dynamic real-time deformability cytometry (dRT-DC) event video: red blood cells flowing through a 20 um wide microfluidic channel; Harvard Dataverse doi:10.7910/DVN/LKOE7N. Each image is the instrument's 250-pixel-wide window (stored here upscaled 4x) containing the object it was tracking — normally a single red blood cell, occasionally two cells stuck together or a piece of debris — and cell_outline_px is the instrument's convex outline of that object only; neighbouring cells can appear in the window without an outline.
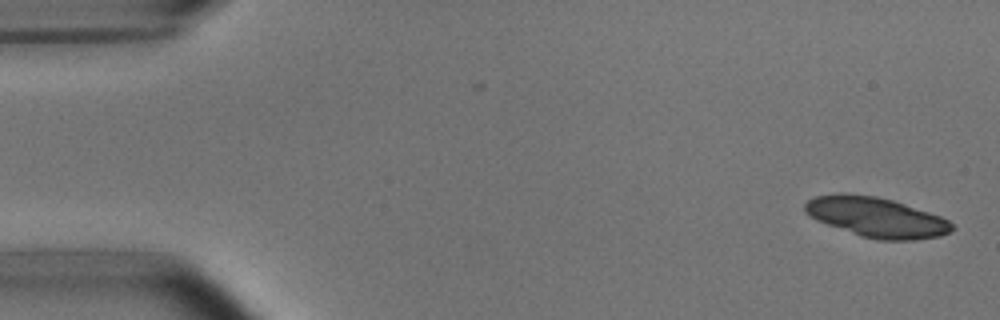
{"species": "common noctule bat (a hibernating species)", "species_latin": "Nyctalus noctula", "temperature_condition": "room temperature", "stored_images_in_passage": 33, "camera_frame_rate_fps": 3000, "um_per_image_px": 0.085, "animal": {"sex": "male", "body_mass_g": 15.6}, "frame": {"image": 1, "passage_image": 1, "time_ms": 0.0, "image_size_px": [1000, 320], "cell_outline_px": [[956, 228], [940, 236], [912, 240], [880, 240], [860, 236], [816, 220], [808, 216], [804, 212], [804, 204], [808, 200], [816, 196], [840, 192], [844, 192], [876, 196], [892, 200], [940, 216], [948, 220]], "centroid_in_image_um": [74.44, 18.45], "position_along_channel_um": 10.6, "area_um2": 34.22}}
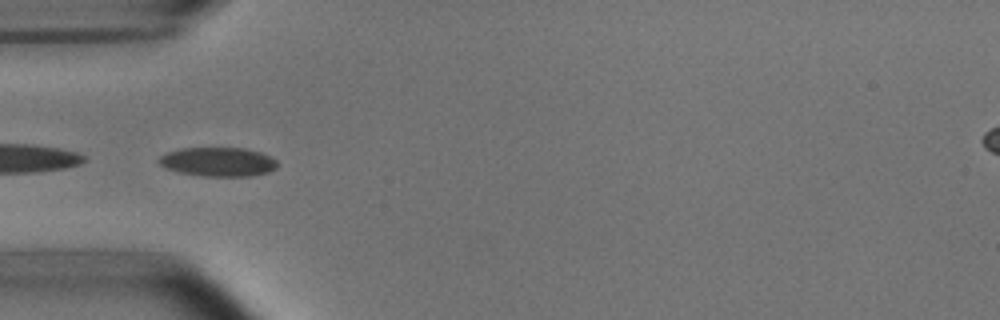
{"frame": {"image": 2, "passage_image": 16, "time_ms": 5.0, "image_size_px": [1000, 320], "cell_outline_px": [[276, 168], [268, 172], [252, 176], [200, 176], [176, 172], [164, 168], [156, 160], [160, 156], [168, 152], [180, 148], [244, 148], [260, 152], [276, 160]], "centroid_in_image_um": [18.48, 13.76], "position_along_channel_um": 66.5, "area_um2": 20.17}}
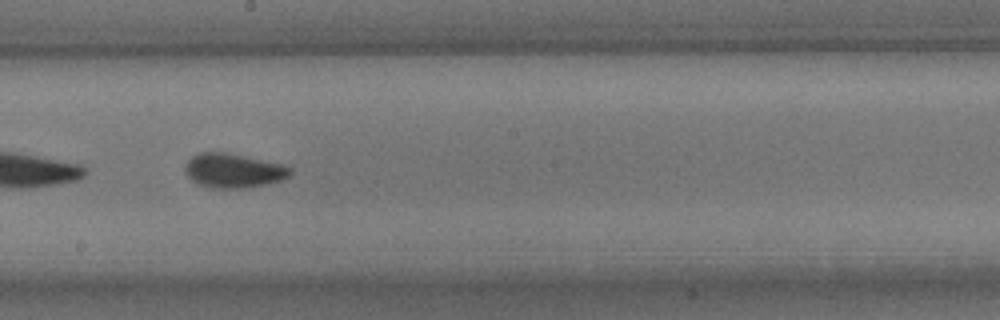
{"frame": {"image": 3, "passage_image": 29, "time_ms": 9.333, "image_size_px": [1000, 320], "cell_outline_px": [[292, 172], [288, 176], [280, 180], [264, 184], [240, 188], [212, 188], [200, 184], [192, 180], [188, 176], [184, 168], [184, 164], [192, 156], [200, 152], [224, 152], [280, 164], [292, 168]], "centroid_in_image_um": [19.79, 14.5], "position_along_channel_um": 228.4, "area_um2": 20.58}}